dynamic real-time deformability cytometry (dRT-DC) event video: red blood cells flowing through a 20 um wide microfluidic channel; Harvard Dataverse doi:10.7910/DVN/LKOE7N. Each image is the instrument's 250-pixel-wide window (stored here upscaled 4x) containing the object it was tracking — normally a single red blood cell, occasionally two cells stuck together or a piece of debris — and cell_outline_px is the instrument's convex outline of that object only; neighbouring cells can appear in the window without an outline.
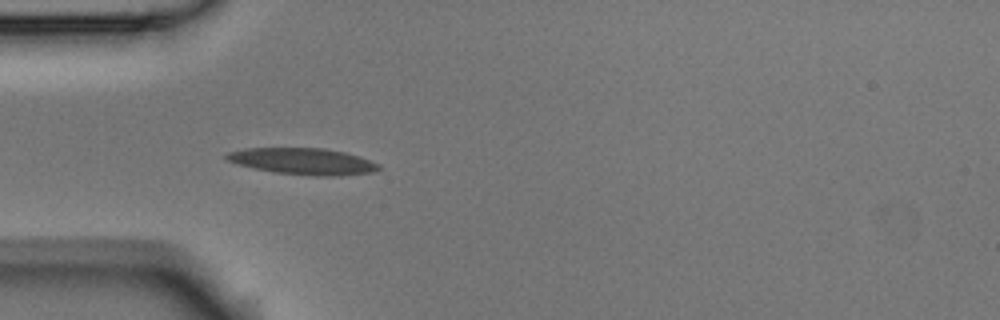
{"species": "Egyptian fruit bat (a non-hibernating species)", "species_latin": "Rousettus aegyptiacus", "temperature_condition": "room temperature", "stored_images_in_passage": 3, "camera_frame_rate_fps": 3000, "um_per_image_px": 0.085, "animal": {"sex": "male"}, "frame": {"image": 1, "passage_image": 3, "time_ms": 0.667, "image_size_px": [1000, 320], "cell_outline_px": [[380, 168], [372, 172], [340, 176], [312, 176], [272, 172], [252, 168], [228, 160], [224, 156], [228, 152], [244, 148], [324, 148], [344, 152], [360, 156], [380, 164]], "centroid_in_image_um": [25.77, 13.71], "position_along_channel_um": 59.2, "area_um2": 23.58}}